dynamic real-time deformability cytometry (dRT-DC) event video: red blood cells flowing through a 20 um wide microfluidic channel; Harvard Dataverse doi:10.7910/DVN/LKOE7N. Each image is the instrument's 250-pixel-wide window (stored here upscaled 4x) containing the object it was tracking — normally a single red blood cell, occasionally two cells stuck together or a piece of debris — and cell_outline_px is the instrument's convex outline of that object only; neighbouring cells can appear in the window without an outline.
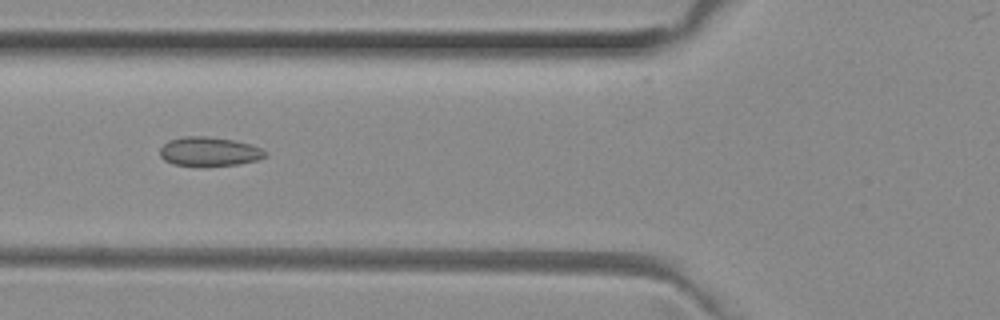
{"species": "common noctule bat (a hibernating species)", "species_latin": "Nyctalus noctula", "temperature_condition": "room temperature", "stored_images_in_passage": 39, "camera_frame_rate_fps": 3000, "um_per_image_px": 0.085, "animal": {"sex": "female", "body_mass_g": 29.2, "forearm_length_mm": 56.3}, "frame": {"image": 1, "passage_image": 6, "time_ms": 1.667, "image_size_px": [1000, 320], "cell_outline_px": [[268, 156], [260, 160], [240, 164], [204, 168], [200, 168], [176, 164], [164, 160], [160, 156], [160, 148], [168, 140], [184, 136], [208, 136], [232, 140], [252, 144], [268, 152]], "centroid_in_image_um": [17.82, 12.91], "position_along_channel_um": 108.0, "area_um2": 18.55}}
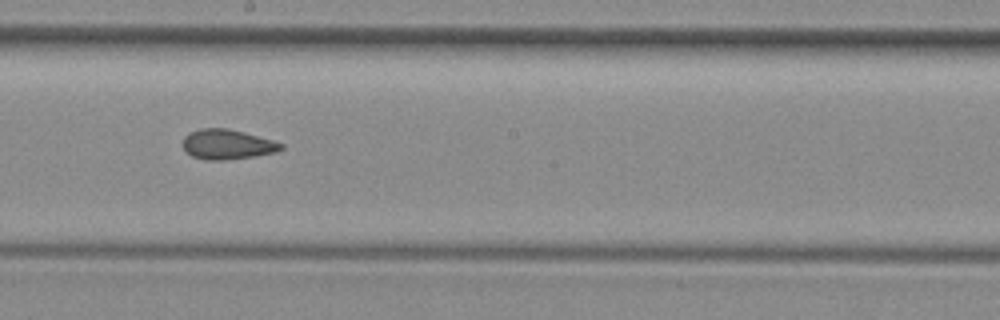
{"frame": {"image": 2, "passage_image": 15, "time_ms": 4.667, "image_size_px": [1000, 320], "cell_outline_px": [[284, 148], [276, 152], [252, 156], [224, 160], [204, 160], [192, 156], [184, 152], [184, 136], [200, 128], [228, 128], [244, 132], [272, 140], [284, 144]], "centroid_in_image_um": [19.31, 12.27], "position_along_channel_um": 228.9, "area_um2": 17.05}}
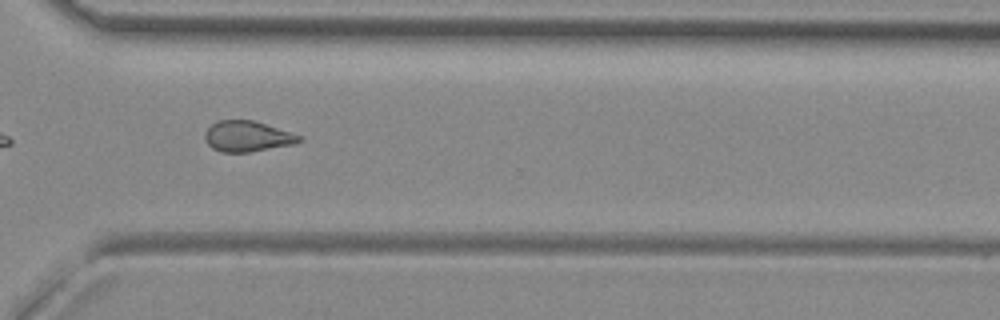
{"frame": {"image": 3, "passage_image": 24, "time_ms": 7.667, "image_size_px": [1000, 320], "cell_outline_px": [[304, 140], [292, 144], [248, 152], [220, 152], [212, 148], [208, 144], [204, 136], [204, 132], [216, 120], [252, 120], [304, 136]], "centroid_in_image_um": [21.02, 11.58], "position_along_channel_um": 349.6, "area_um2": 16.82}}